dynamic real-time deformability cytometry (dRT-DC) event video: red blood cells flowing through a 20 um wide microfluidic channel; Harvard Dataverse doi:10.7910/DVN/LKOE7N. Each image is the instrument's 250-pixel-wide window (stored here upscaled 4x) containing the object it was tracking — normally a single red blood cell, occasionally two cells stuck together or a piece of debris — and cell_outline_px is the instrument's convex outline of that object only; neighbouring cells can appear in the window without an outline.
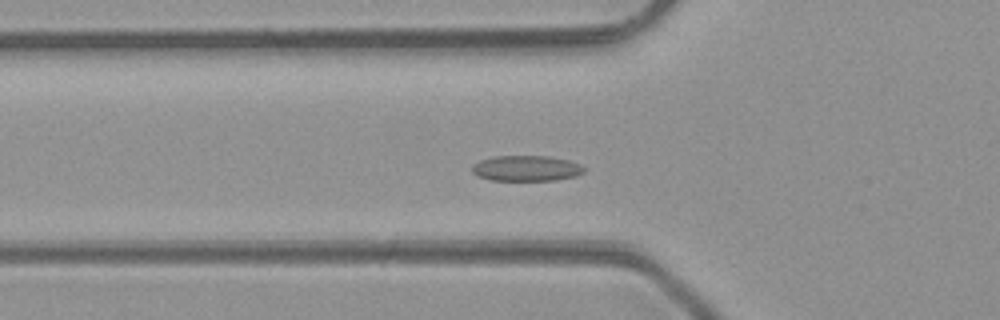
{"species": "common noctule bat (a hibernating species)", "species_latin": "Nyctalus noctula", "temperature_condition": "room temperature", "stored_images_in_passage": 50, "camera_frame_rate_fps": 3000, "um_per_image_px": 0.085, "animal": {"sex": "male", "body_mass_g": 23.1, "forearm_length_mm": 52.7}, "frame": {"image": 1, "passage_image": 17, "time_ms": 5.333, "image_size_px": [1000, 320], "cell_outline_px": [[584, 172], [576, 176], [556, 180], [488, 180], [476, 176], [472, 172], [472, 164], [480, 160], [492, 156], [548, 156], [568, 160], [580, 164], [584, 168]], "centroid_in_image_um": [44.7, 14.31], "position_along_channel_um": 81.1, "area_um2": 16.82}}
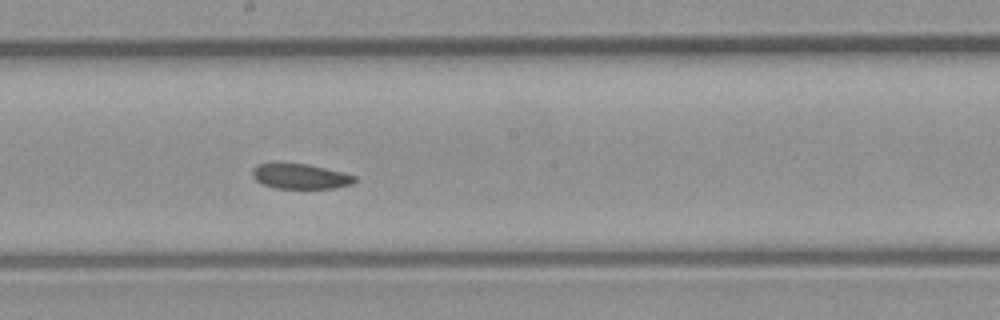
{"frame": {"image": 2, "passage_image": 27, "time_ms": 8.667, "image_size_px": [1000, 320], "cell_outline_px": [[356, 180], [352, 184], [332, 188], [276, 188], [264, 184], [256, 180], [252, 176], [252, 168], [256, 164], [272, 160], [280, 160], [308, 164], [344, 172], [356, 176]], "centroid_in_image_um": [25.45, 14.92], "position_along_channel_um": 222.8, "area_um2": 15.66}}
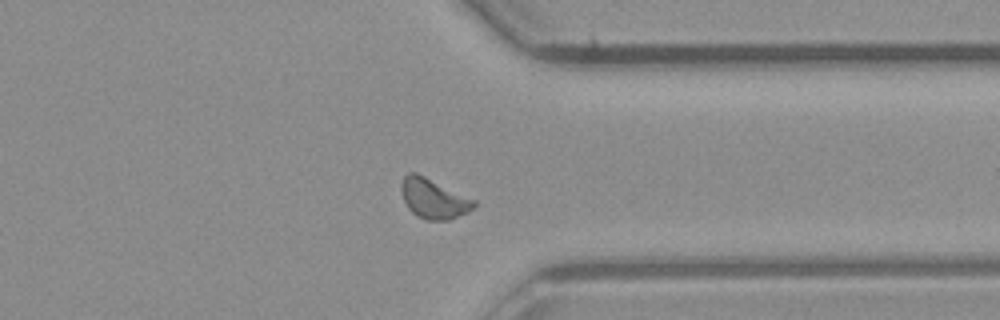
{"frame": {"image": 3, "passage_image": 38, "time_ms": 12.333, "image_size_px": [1000, 320], "cell_outline_px": [[476, 204], [468, 212], [448, 220], [428, 220], [416, 216], [408, 208], [404, 200], [400, 188], [400, 184], [404, 176], [408, 172], [416, 172], [476, 200]], "centroid_in_image_um": [36.83, 16.87], "position_along_channel_um": 374.6, "area_um2": 16.88}}